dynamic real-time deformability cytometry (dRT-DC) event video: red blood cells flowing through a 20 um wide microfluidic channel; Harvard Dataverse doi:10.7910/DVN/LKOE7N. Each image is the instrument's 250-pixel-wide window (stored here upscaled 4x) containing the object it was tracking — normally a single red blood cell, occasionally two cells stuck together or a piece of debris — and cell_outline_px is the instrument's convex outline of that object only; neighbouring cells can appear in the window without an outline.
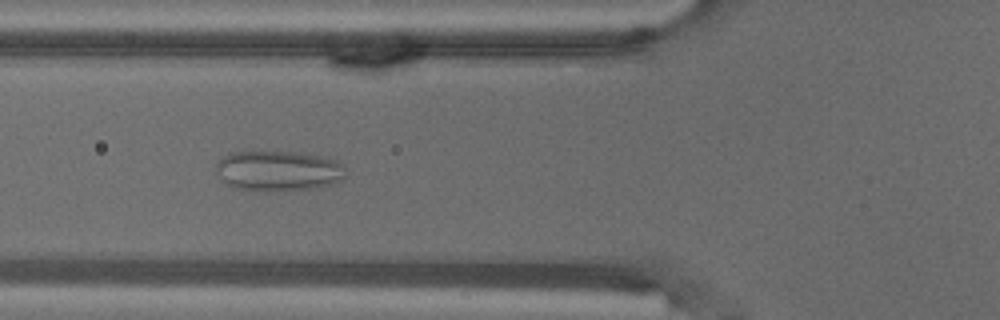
{"species": "common noctule bat (a hibernating species)", "species_latin": "Nyctalus noctula", "temperature_condition": "warm", "stored_images_in_passage": 55, "camera_frame_rate_fps": 3000, "um_per_image_px": 0.085, "animal": {"sex": "male", "body_mass_g": 18.8}, "frame": {"image": 1, "passage_image": 20, "time_ms": 6.333, "image_size_px": [1000, 320], "cell_outline_px": [[348, 176], [344, 180], [332, 184], [316, 188], [272, 192], [268, 192], [232, 188], [224, 184], [216, 172], [216, 164], [224, 156], [232, 152], [296, 152], [324, 156], [336, 160], [340, 164]], "centroid_in_image_um": [23.66, 14.55], "position_along_channel_um": 102.1, "area_um2": 31.04}}
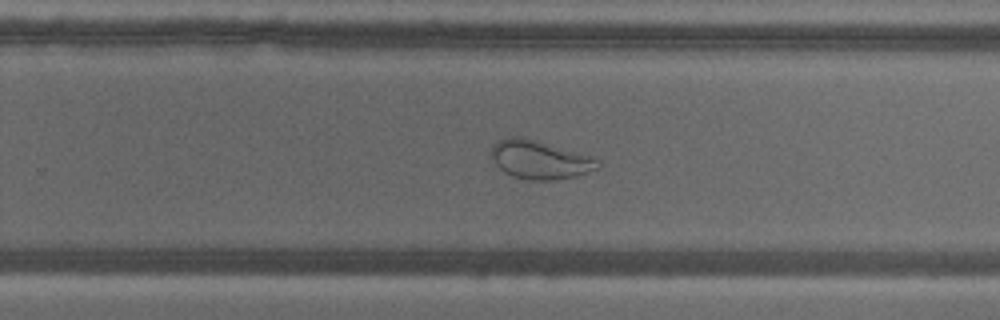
{"frame": {"image": 2, "passage_image": 35, "time_ms": 11.333, "image_size_px": [1000, 320], "cell_outline_px": [[600, 168], [576, 176], [556, 180], [528, 180], [512, 176], [504, 172], [496, 164], [488, 152], [492, 144], [496, 140], [508, 136], [524, 136], [592, 156], [600, 160]], "centroid_in_image_um": [45.86, 13.55], "position_along_channel_um": 283.9, "area_um2": 24.51}}
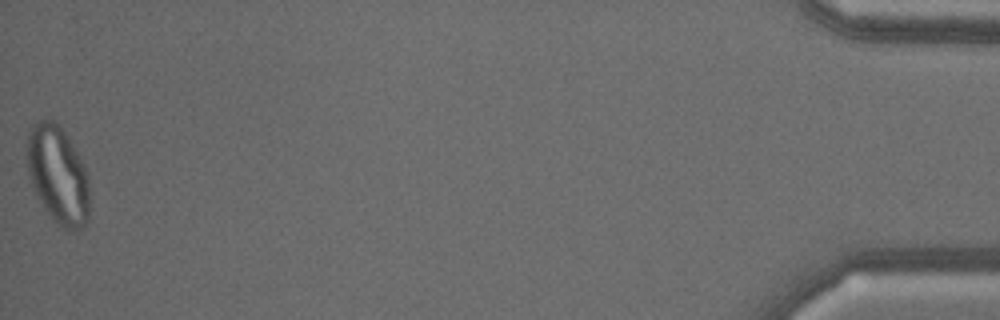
{"frame": {"image": 3, "passage_image": 55, "time_ms": 18.0, "image_size_px": [1000, 320], "cell_outline_px": [[88, 220], [80, 228], [72, 232], [68, 232], [60, 228], [52, 220], [36, 196], [32, 188], [28, 172], [28, 128], [36, 120], [56, 120], [68, 136], [80, 156], [88, 176]], "centroid_in_image_um": [4.91, 14.87], "position_along_channel_um": 430.3, "area_um2": 36.13}}